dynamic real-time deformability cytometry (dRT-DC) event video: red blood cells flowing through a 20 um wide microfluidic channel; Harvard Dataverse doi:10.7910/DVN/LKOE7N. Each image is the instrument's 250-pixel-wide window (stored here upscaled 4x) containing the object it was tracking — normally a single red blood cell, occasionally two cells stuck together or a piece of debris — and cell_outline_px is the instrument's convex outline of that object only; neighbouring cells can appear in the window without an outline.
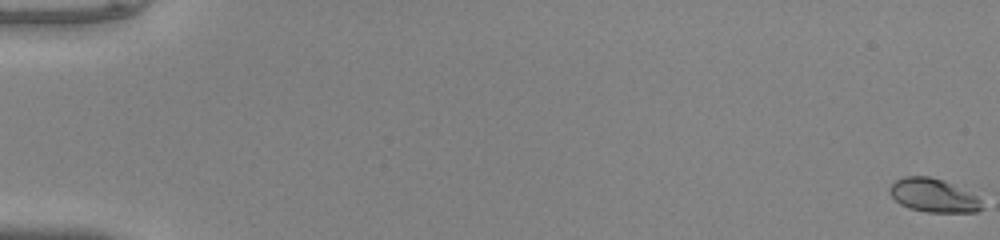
{"species": "common noctule bat (a hibernating species)", "species_latin": "Nyctalus noctula", "temperature_condition": "warm", "stored_images_in_passage": 52, "camera_frame_rate_fps": 3000, "um_per_image_px": 0.085, "animal": {"sex": "male", "body_mass_g": 20.0, "forearm_length_mm": 53.3}, "frame": {"image": 1, "passage_image": 1, "time_ms": 0.0, "image_size_px": [1000, 240], "cell_outline_px": [[984, 208], [976, 212], [928, 212], [908, 208], [900, 204], [892, 196], [888, 188], [896, 180], [904, 176], [928, 176], [944, 180], [976, 196], [980, 200]], "centroid_in_image_um": [79.33, 16.61], "position_along_channel_um": 5.7, "area_um2": 17.92}}
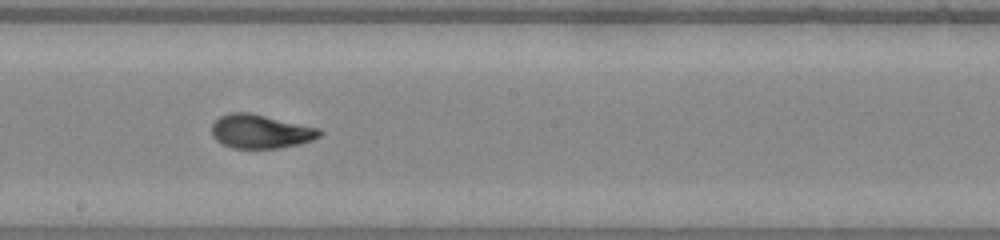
{"frame": {"image": 2, "passage_image": 31, "time_ms": 10.0, "image_size_px": [1000, 240], "cell_outline_px": [[324, 132], [320, 136], [312, 140], [300, 144], [276, 148], [232, 148], [220, 144], [212, 136], [212, 124], [220, 116], [228, 112], [248, 112], [320, 128]], "centroid_in_image_um": [22.14, 11.17], "position_along_channel_um": 226.1, "area_um2": 21.39}}
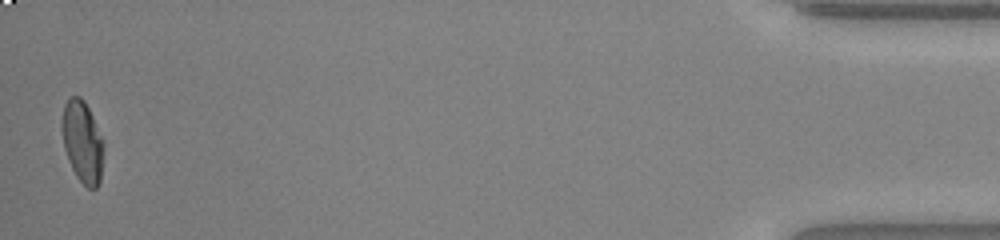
{"frame": {"image": 3, "passage_image": 52, "time_ms": 17.0, "image_size_px": [1000, 240], "cell_outline_px": [[104, 148], [100, 180], [96, 188], [88, 188], [76, 176], [68, 160], [64, 148], [60, 124], [64, 104], [68, 96], [80, 96], [84, 100], [92, 116], [100, 136]], "centroid_in_image_um": [6.97, 12.02], "position_along_channel_um": 428.2, "area_um2": 19.83}, "authors_computed_cell_mechanics": {"area_um2": 20.5768, "velocity_mm_per_s": 4.1155, "shape_relaxation_time_tau1_ms": 7.4619, "shape_relaxation_time_tau2_ms": 0.9665, "deformation_change_tau1": 0.2921, "deformation_change_tau2": 0.0685}}